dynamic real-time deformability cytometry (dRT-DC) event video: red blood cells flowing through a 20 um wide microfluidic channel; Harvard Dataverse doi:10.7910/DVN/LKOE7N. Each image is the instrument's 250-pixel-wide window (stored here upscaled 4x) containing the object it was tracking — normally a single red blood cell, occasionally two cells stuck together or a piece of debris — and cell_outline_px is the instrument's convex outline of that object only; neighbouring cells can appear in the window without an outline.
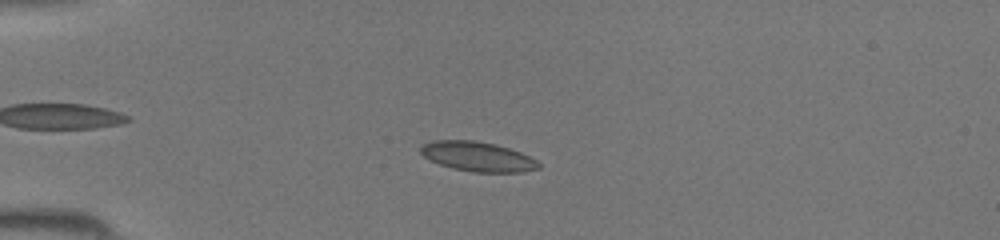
{"species": "common noctule bat (a hibernating species)", "species_latin": "Nyctalus noctula", "temperature_condition": "room temperature", "stored_images_in_passage": 44, "camera_frame_rate_fps": 3000, "um_per_image_px": 0.085, "animal": {"sex": "female", "body_mass_g": 19.5, "forearm_length_mm": 54.1}, "frame": {"image": 1, "passage_image": 11, "time_ms": 3.333, "image_size_px": [1000, 240], "cell_outline_px": [[540, 168], [520, 172], [472, 172], [452, 168], [440, 164], [424, 156], [420, 152], [420, 148], [424, 144], [432, 140], [476, 140], [496, 144], [520, 152], [536, 160], [540, 164]], "centroid_in_image_um": [40.6, 13.3], "position_along_channel_um": 44.4, "area_um2": 20.29}}
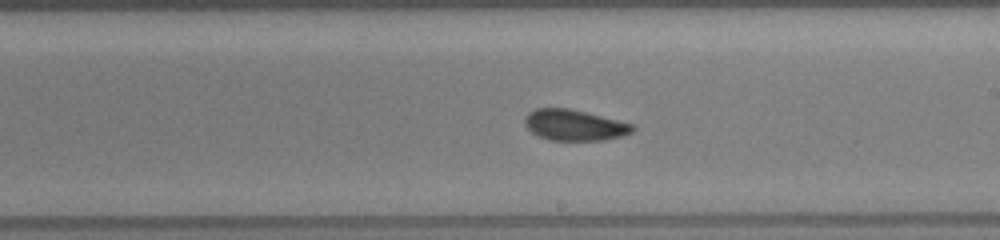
{"frame": {"image": 2, "passage_image": 26, "time_ms": 8.333, "image_size_px": [1000, 240], "cell_outline_px": [[636, 128], [632, 132], [624, 136], [604, 140], [548, 140], [532, 132], [524, 124], [524, 116], [528, 112], [536, 108], [568, 108], [636, 124]], "centroid_in_image_um": [48.85, 10.63], "position_along_channel_um": 240.1, "area_um2": 19.59}}
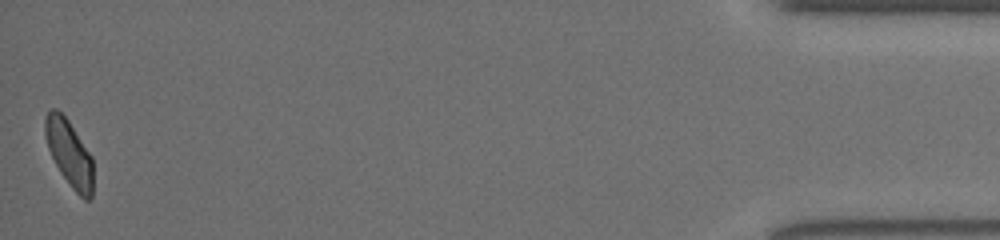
{"frame": {"image": 3, "passage_image": 44, "time_ms": 14.333, "image_size_px": [1000, 240], "cell_outline_px": [[92, 196], [88, 200], [84, 200], [72, 188], [60, 172], [48, 148], [44, 132], [44, 116], [52, 108], [56, 108], [68, 120], [92, 156]], "centroid_in_image_um": [5.87, 13.01], "position_along_channel_um": 429.3, "area_um2": 18.44}}